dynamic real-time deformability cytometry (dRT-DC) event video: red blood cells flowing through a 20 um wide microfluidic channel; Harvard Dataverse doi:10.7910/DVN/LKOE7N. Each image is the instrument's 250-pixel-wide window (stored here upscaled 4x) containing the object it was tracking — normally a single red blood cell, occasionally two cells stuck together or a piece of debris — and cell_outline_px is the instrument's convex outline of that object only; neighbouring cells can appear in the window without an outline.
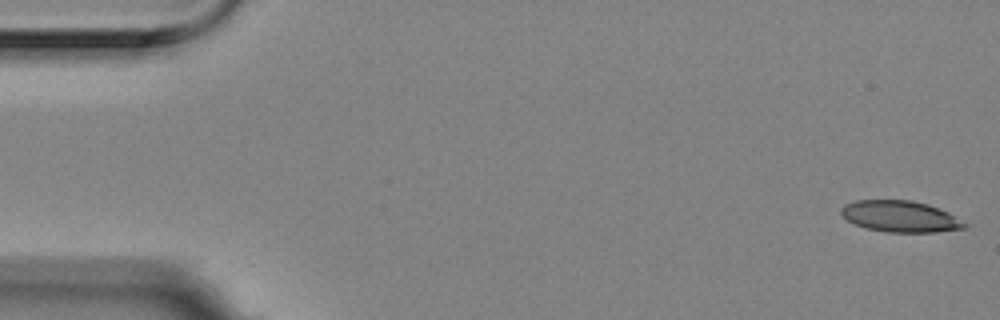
{"species": "Egyptian fruit bat (a non-hibernating species)", "species_latin": "Rousettus aegyptiacus", "temperature_condition": "room temperature", "stored_images_in_passage": 4, "camera_frame_rate_fps": 3000, "um_per_image_px": 0.085, "animal": {"sex": "female"}, "frame": {"image": 1, "passage_image": 1, "time_ms": 0.0, "image_size_px": [1000, 320], "cell_outline_px": [[968, 228], [936, 232], [884, 232], [864, 228], [848, 220], [840, 212], [840, 208], [844, 204], [856, 200], [912, 200], [928, 204], [948, 212], [968, 224]], "centroid_in_image_um": [76.53, 18.4], "position_along_channel_um": 8.5, "area_um2": 22.66}}